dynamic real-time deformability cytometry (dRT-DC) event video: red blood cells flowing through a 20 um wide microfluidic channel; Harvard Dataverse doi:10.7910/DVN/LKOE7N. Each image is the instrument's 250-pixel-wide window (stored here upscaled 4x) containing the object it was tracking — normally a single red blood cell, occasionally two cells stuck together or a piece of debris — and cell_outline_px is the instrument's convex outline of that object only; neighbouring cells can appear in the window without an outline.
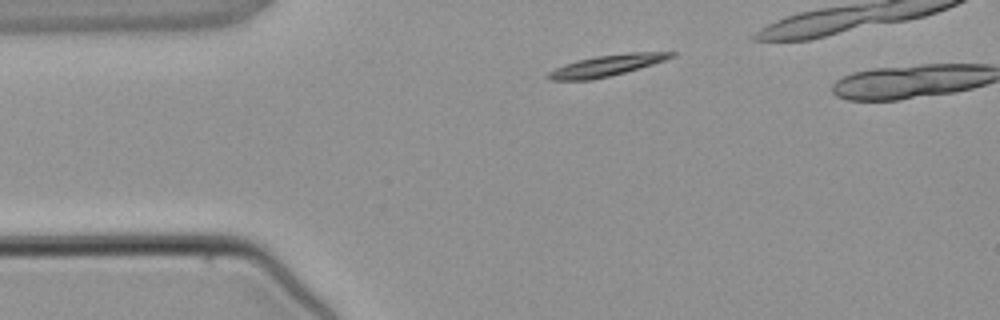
{"species": "common noctule bat (a hibernating species)", "species_latin": "Nyctalus noctula", "temperature_condition": "warm", "stored_images_in_passage": 4, "camera_frame_rate_fps": 3000, "um_per_image_px": 0.085, "animal": {"sex": "male", "body_mass_g": 21.5, "forearm_length_mm": 52.0}, "frame": {"image": 1, "passage_image": 1, "time_ms": 0.0, "image_size_px": [1000, 320], "cell_outline_px": [[676, 56], [652, 64], [624, 72], [592, 80], [548, 80], [544, 76], [548, 72], [556, 68], [580, 60], [596, 56], [632, 52], [676, 52]], "centroid_in_image_um": [51.55, 5.57], "position_along_channel_um": 33.5, "area_um2": 14.85}}
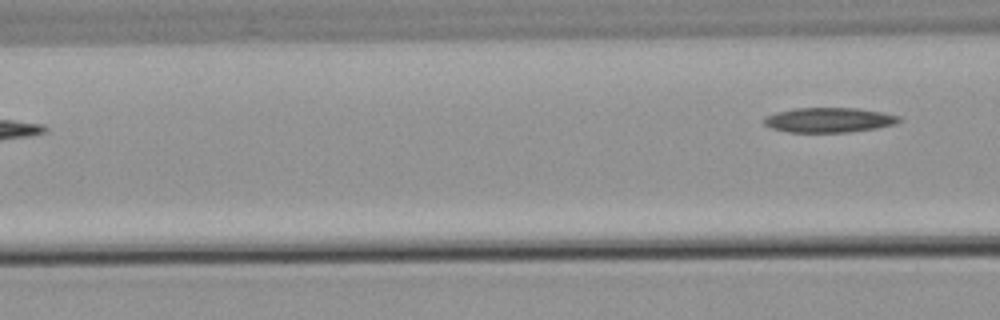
{"frame": {"image": 2, "passage_image": 4, "time_ms": 3.667, "image_size_px": [1000, 320], "cell_outline_px": [[900, 120], [896, 124], [876, 128], [848, 132], [788, 132], [772, 128], [764, 124], [764, 116], [776, 112], [796, 108], [860, 108], [884, 112], [900, 116]], "centroid_in_image_um": [70.47, 10.19], "position_along_channel_um": 96.1, "area_um2": 19.59}}